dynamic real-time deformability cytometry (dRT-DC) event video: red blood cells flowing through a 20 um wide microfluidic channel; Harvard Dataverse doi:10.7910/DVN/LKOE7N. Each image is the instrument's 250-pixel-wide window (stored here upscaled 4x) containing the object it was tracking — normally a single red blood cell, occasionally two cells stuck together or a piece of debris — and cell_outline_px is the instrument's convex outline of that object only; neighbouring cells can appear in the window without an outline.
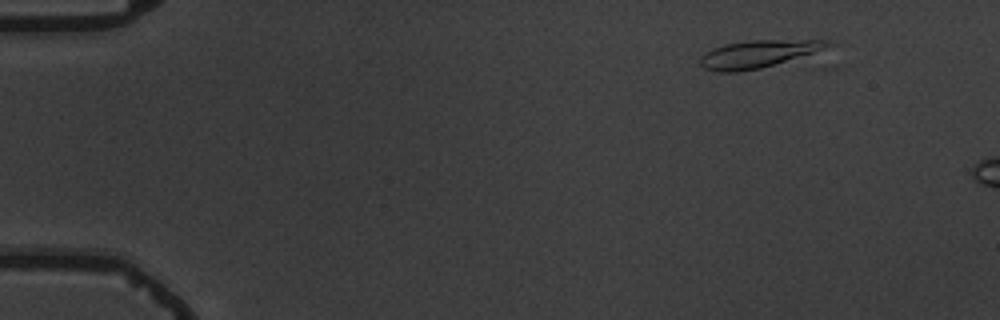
{"species": "common noctule bat (a hibernating species)", "species_latin": "Nyctalus noctula", "temperature_condition": "warm", "stored_images_in_passage": 3, "camera_frame_rate_fps": 3000, "um_per_image_px": 0.085, "animal": {"sex": "male", "body_mass_g": 19.5, "forearm_length_mm": 54.6}, "frame": {"image": 1, "passage_image": 1, "time_ms": 0.0, "image_size_px": [1000, 320], "cell_outline_px": [[840, 68], [736, 72], [720, 72], [704, 68], [700, 64], [700, 56], [704, 52], [712, 48], [724, 44], [748, 40], [828, 40], [836, 44]], "centroid_in_image_um": [65.56, 4.76], "position_along_channel_um": 19.4, "area_um2": 28.03}}